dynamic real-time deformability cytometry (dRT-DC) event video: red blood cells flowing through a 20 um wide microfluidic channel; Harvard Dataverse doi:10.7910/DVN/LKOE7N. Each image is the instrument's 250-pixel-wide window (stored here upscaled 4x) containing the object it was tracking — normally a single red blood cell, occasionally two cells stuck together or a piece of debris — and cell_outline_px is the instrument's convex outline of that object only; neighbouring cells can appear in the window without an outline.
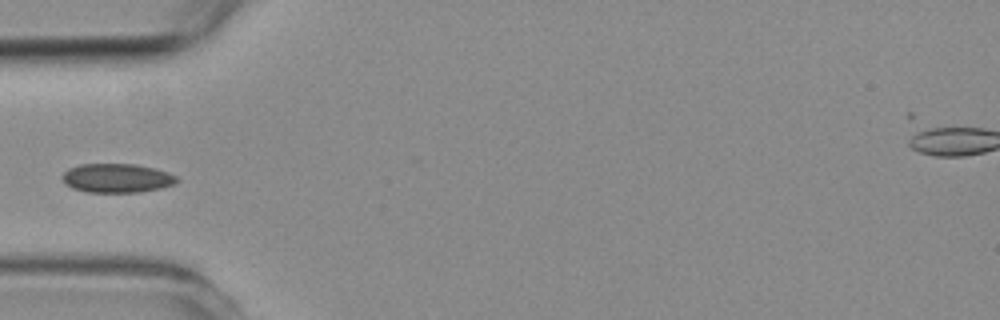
{"species": "common noctule bat (a hibernating species)", "species_latin": "Nyctalus noctula", "temperature_condition": "room temperature", "stored_images_in_passage": 6, "camera_frame_rate_fps": 3000, "um_per_image_px": 0.085, "animal": {"sex": "female", "body_mass_g": 19.3, "forearm_length_mm": 54.1}, "frame": {"image": 1, "passage_image": 4, "time_ms": 4.333, "image_size_px": [1000, 320], "cell_outline_px": [[180, 180], [176, 184], [160, 188], [140, 192], [88, 192], [72, 188], [64, 184], [60, 176], [68, 168], [80, 164], [136, 164], [156, 168], [168, 172], [176, 176]], "centroid_in_image_um": [9.93, 15.13], "position_along_channel_um": 75.1, "area_um2": 19.65}}
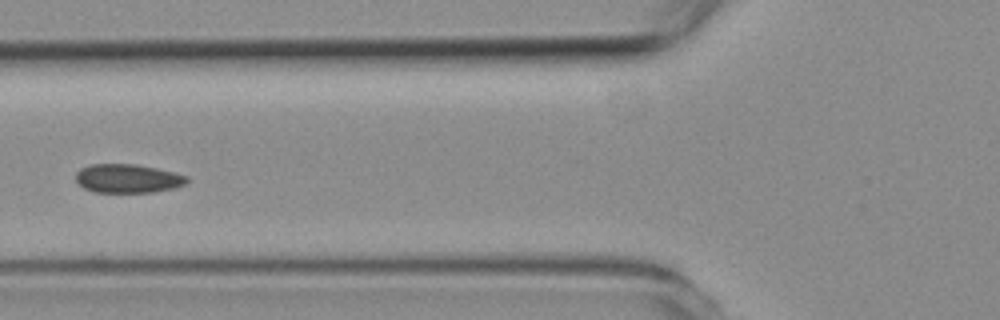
{"frame": {"image": 2, "passage_image": 5, "time_ms": 5.333, "image_size_px": [1000, 320], "cell_outline_px": [[188, 180], [184, 184], [176, 188], [152, 192], [96, 192], [84, 188], [76, 180], [76, 172], [80, 168], [92, 164], [136, 164], [156, 168], [188, 176]], "centroid_in_image_um": [10.86, 15.17], "position_along_channel_um": 114.9, "area_um2": 18.55}}
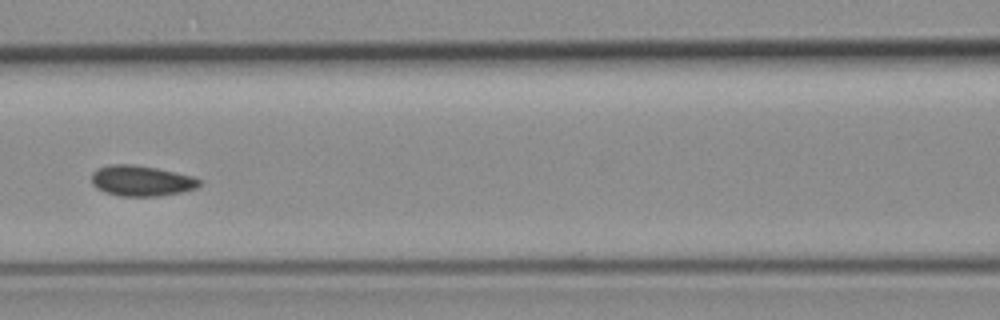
{"frame": {"image": 3, "passage_image": 6, "time_ms": 6.333, "image_size_px": [1000, 320], "cell_outline_px": [[200, 184], [196, 188], [180, 192], [160, 196], [120, 196], [104, 192], [96, 188], [92, 184], [92, 172], [96, 168], [108, 164], [132, 164], [156, 168], [192, 176], [200, 180]], "centroid_in_image_um": [11.96, 15.36], "position_along_channel_um": 154.6, "area_um2": 19.25}}